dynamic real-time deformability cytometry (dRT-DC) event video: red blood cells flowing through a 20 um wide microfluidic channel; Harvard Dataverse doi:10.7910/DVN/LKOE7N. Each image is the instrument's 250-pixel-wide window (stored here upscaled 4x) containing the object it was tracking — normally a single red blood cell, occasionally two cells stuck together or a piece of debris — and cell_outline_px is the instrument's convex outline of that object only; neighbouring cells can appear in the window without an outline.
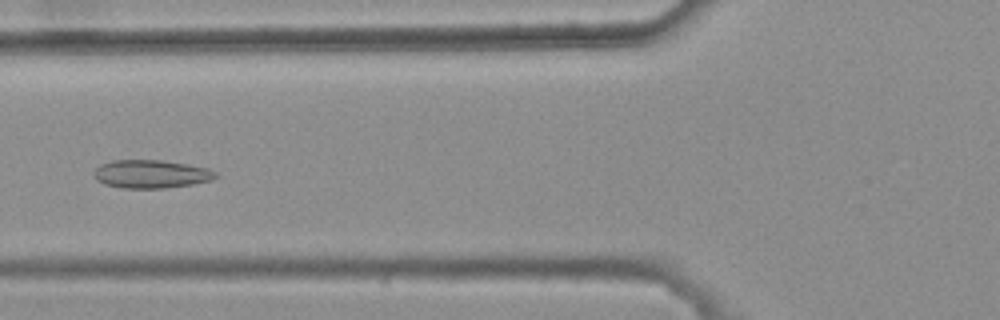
{"species": "common noctule bat (a hibernating species)", "species_latin": "Nyctalus noctula", "temperature_condition": "warm", "stored_images_in_passage": 5, "camera_frame_rate_fps": 3000, "um_per_image_px": 0.085, "animal": {"sex": "female", "body_mass_g": 25.1}, "frame": {"image": 1, "passage_image": 5, "time_ms": 1.333, "image_size_px": [1000, 320], "cell_outline_px": [[220, 176], [212, 180], [192, 184], [164, 188], [120, 188], [104, 184], [96, 180], [92, 172], [100, 164], [112, 160], [160, 160], [188, 164], [208, 168], [216, 172]], "centroid_in_image_um": [12.83, 14.79], "position_along_channel_um": 113.0, "area_um2": 20.23}}